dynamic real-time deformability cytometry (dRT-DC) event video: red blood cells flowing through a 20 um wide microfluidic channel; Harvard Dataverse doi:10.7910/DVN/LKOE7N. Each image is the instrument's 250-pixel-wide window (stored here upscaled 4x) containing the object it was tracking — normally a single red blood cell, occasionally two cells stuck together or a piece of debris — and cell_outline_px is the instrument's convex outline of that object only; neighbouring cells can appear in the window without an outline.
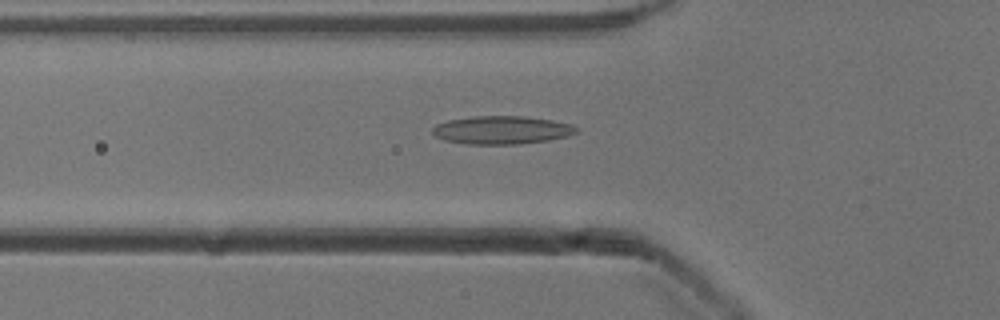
{"species": "common noctule bat (a hibernating species)", "species_latin": "Nyctalus noctula", "temperature_condition": "cold", "stored_images_in_passage": 51, "camera_frame_rate_fps": 3000, "um_per_image_px": 0.085, "animal": {"sex": "male", "body_mass_g": 13.3}, "frame": {"image": 1, "passage_image": 17, "time_ms": 5.333, "image_size_px": [1000, 320], "cell_outline_px": [[580, 132], [568, 136], [548, 140], [520, 144], [464, 144], [444, 140], [436, 136], [432, 132], [432, 128], [436, 124], [448, 120], [472, 116], [524, 116], [552, 120], [572, 124], [580, 128]], "centroid_in_image_um": [42.68, 11.05], "position_along_channel_um": 83.1, "area_um2": 23.87}}
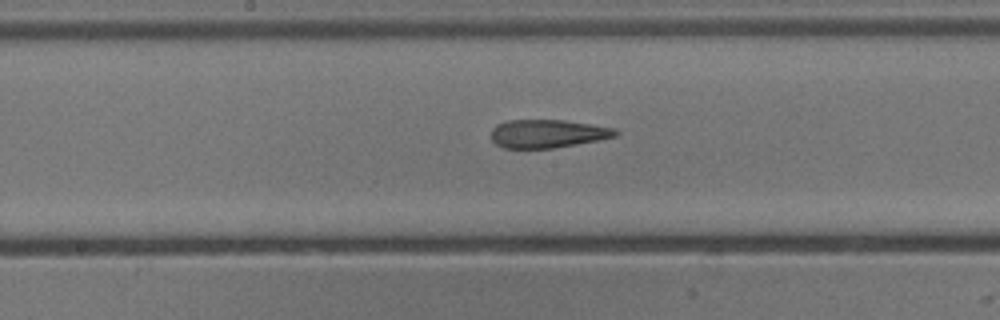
{"frame": {"image": 2, "passage_image": 26, "time_ms": 8.333, "image_size_px": [1000, 320], "cell_outline_px": [[620, 132], [616, 136], [576, 144], [552, 148], [504, 148], [496, 144], [492, 140], [492, 128], [496, 124], [508, 120], [564, 120], [592, 124], [616, 128]], "centroid_in_image_um": [46.55, 11.35], "position_along_channel_um": 201.7, "area_um2": 20.46}}
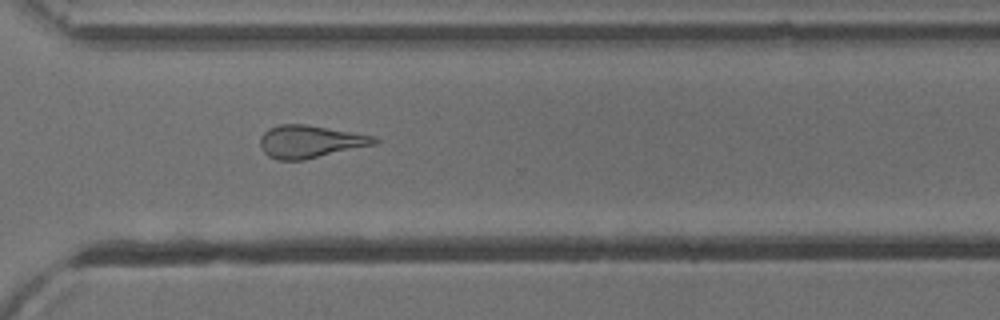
{"frame": {"image": 3, "passage_image": 37, "time_ms": 12.0, "image_size_px": [1000, 320], "cell_outline_px": [[380, 140], [376, 144], [304, 160], [276, 160], [268, 156], [260, 148], [260, 140], [264, 132], [268, 128], [280, 124], [308, 124], [376, 136]], "centroid_in_image_um": [26.36, 12.03], "position_along_channel_um": 344.2, "area_um2": 21.91}, "authors_computed_cell_mechanics": {"area_um2": 22.4842, "velocity_mm_per_s": 3.9056, "shape_relaxation_time_tau1_ms": null, "shape_relaxation_time_tau2_ms": 2.9866, "deformation_change_tau1": null, "deformation_change_tau2": 0.1362}}